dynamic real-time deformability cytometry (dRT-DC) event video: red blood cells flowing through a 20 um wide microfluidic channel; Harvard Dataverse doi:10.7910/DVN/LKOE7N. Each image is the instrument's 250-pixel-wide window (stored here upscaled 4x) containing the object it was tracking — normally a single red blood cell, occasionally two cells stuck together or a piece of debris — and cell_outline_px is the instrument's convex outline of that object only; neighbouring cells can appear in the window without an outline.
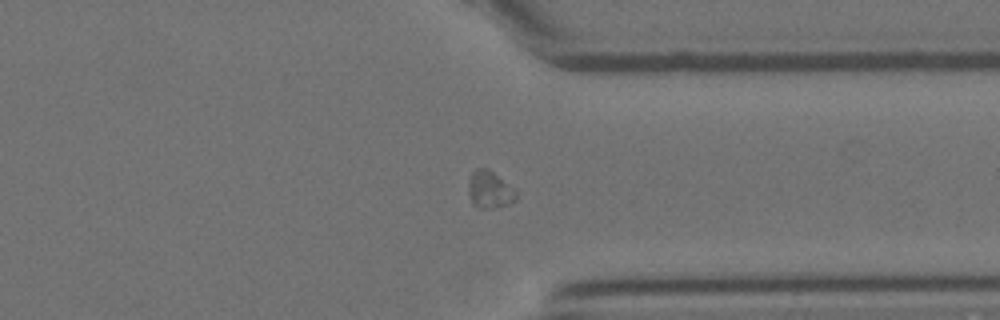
{"species": "Egyptian fruit bat (a non-hibernating species)", "species_latin": "Rousettus aegyptiacus", "temperature_condition": "room temperature", "stored_images_in_passage": 48, "camera_frame_rate_fps": 3000, "um_per_image_px": 0.085, "animal": {"sex": "female"}, "frame": {"image": 1, "passage_image": 35, "time_ms": 11.333, "image_size_px": [1000, 320], "cell_outline_px": [[516, 200], [508, 204], [492, 208], [480, 208], [472, 204], [468, 192], [468, 180], [472, 172], [476, 168], [488, 168], [512, 188], [516, 192]], "centroid_in_image_um": [41.57, 16.12], "position_along_channel_um": 369.8, "area_um2": 10.23}}